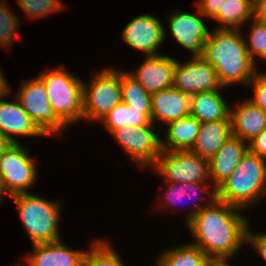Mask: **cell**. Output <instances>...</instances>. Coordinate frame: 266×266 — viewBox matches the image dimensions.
Segmentation results:
<instances>
[{
	"label": "cell",
	"instance_id": "obj_1",
	"mask_svg": "<svg viewBox=\"0 0 266 266\" xmlns=\"http://www.w3.org/2000/svg\"><path fill=\"white\" fill-rule=\"evenodd\" d=\"M244 210L215 199L186 224L192 236L189 243L209 256H236L246 246V232L251 220Z\"/></svg>",
	"mask_w": 266,
	"mask_h": 266
},
{
	"label": "cell",
	"instance_id": "obj_2",
	"mask_svg": "<svg viewBox=\"0 0 266 266\" xmlns=\"http://www.w3.org/2000/svg\"><path fill=\"white\" fill-rule=\"evenodd\" d=\"M239 29L213 28L204 43L201 55L216 70L220 85L248 86L259 68L251 61L245 45L244 33Z\"/></svg>",
	"mask_w": 266,
	"mask_h": 266
},
{
	"label": "cell",
	"instance_id": "obj_3",
	"mask_svg": "<svg viewBox=\"0 0 266 266\" xmlns=\"http://www.w3.org/2000/svg\"><path fill=\"white\" fill-rule=\"evenodd\" d=\"M264 196L266 197V160L248 149L237 168L217 188V199L249 211L262 203Z\"/></svg>",
	"mask_w": 266,
	"mask_h": 266
},
{
	"label": "cell",
	"instance_id": "obj_4",
	"mask_svg": "<svg viewBox=\"0 0 266 266\" xmlns=\"http://www.w3.org/2000/svg\"><path fill=\"white\" fill-rule=\"evenodd\" d=\"M9 198L16 205L22 228L32 245L63 239L59 228L63 211L61 200H50L30 192L14 194Z\"/></svg>",
	"mask_w": 266,
	"mask_h": 266
},
{
	"label": "cell",
	"instance_id": "obj_5",
	"mask_svg": "<svg viewBox=\"0 0 266 266\" xmlns=\"http://www.w3.org/2000/svg\"><path fill=\"white\" fill-rule=\"evenodd\" d=\"M36 76L43 82L56 116L67 127L80 124L83 120L84 79L70 72L65 65L41 70Z\"/></svg>",
	"mask_w": 266,
	"mask_h": 266
},
{
	"label": "cell",
	"instance_id": "obj_6",
	"mask_svg": "<svg viewBox=\"0 0 266 266\" xmlns=\"http://www.w3.org/2000/svg\"><path fill=\"white\" fill-rule=\"evenodd\" d=\"M92 75L83 85V122L88 124L101 121L122 101L120 68L109 65Z\"/></svg>",
	"mask_w": 266,
	"mask_h": 266
},
{
	"label": "cell",
	"instance_id": "obj_7",
	"mask_svg": "<svg viewBox=\"0 0 266 266\" xmlns=\"http://www.w3.org/2000/svg\"><path fill=\"white\" fill-rule=\"evenodd\" d=\"M31 156L30 148L22 143L10 144L0 156V177L9 196L28 193L36 184L37 160Z\"/></svg>",
	"mask_w": 266,
	"mask_h": 266
},
{
	"label": "cell",
	"instance_id": "obj_8",
	"mask_svg": "<svg viewBox=\"0 0 266 266\" xmlns=\"http://www.w3.org/2000/svg\"><path fill=\"white\" fill-rule=\"evenodd\" d=\"M156 125L124 126L114 130L110 136L125 155L140 170L145 171L156 162L161 153V137ZM158 132V133H157Z\"/></svg>",
	"mask_w": 266,
	"mask_h": 266
},
{
	"label": "cell",
	"instance_id": "obj_9",
	"mask_svg": "<svg viewBox=\"0 0 266 266\" xmlns=\"http://www.w3.org/2000/svg\"><path fill=\"white\" fill-rule=\"evenodd\" d=\"M18 89L14 95L29 117L48 137H59L60 140L68 127L54 113L43 82L35 76L23 80Z\"/></svg>",
	"mask_w": 266,
	"mask_h": 266
},
{
	"label": "cell",
	"instance_id": "obj_10",
	"mask_svg": "<svg viewBox=\"0 0 266 266\" xmlns=\"http://www.w3.org/2000/svg\"><path fill=\"white\" fill-rule=\"evenodd\" d=\"M149 169L168 183L211 182L208 160L191 151H161Z\"/></svg>",
	"mask_w": 266,
	"mask_h": 266
},
{
	"label": "cell",
	"instance_id": "obj_11",
	"mask_svg": "<svg viewBox=\"0 0 266 266\" xmlns=\"http://www.w3.org/2000/svg\"><path fill=\"white\" fill-rule=\"evenodd\" d=\"M163 184L164 190L161 189V194L159 196V204L158 208H163L161 210L178 211L177 209H181V202H188L191 200L193 202V206L187 208L185 210V221L186 224L192 217H194L200 210L204 207L209 206L215 199H217V189L212 185L211 182H196V183H168L164 182ZM163 190V191H162ZM162 198V199H160ZM187 199V200H186ZM200 201V202H199ZM181 203V204H180ZM190 203V202H188ZM186 203V204H188ZM185 204V205H186ZM191 204V205H192ZM184 206V204H183ZM182 206V207H183ZM178 207V208H177Z\"/></svg>",
	"mask_w": 266,
	"mask_h": 266
},
{
	"label": "cell",
	"instance_id": "obj_12",
	"mask_svg": "<svg viewBox=\"0 0 266 266\" xmlns=\"http://www.w3.org/2000/svg\"><path fill=\"white\" fill-rule=\"evenodd\" d=\"M196 12L189 13L182 10H171L167 15L165 26V40L170 35L172 38L182 46L184 49L189 50L190 56H201L204 51V43L208 39L210 30L205 24L204 19H207L198 8ZM168 20V21H167ZM166 27H168L166 29ZM168 34V35H167Z\"/></svg>",
	"mask_w": 266,
	"mask_h": 266
},
{
	"label": "cell",
	"instance_id": "obj_13",
	"mask_svg": "<svg viewBox=\"0 0 266 266\" xmlns=\"http://www.w3.org/2000/svg\"><path fill=\"white\" fill-rule=\"evenodd\" d=\"M165 24L155 15L141 14L132 18L121 32V40L134 50L143 52L142 56L164 54L160 47L165 40Z\"/></svg>",
	"mask_w": 266,
	"mask_h": 266
},
{
	"label": "cell",
	"instance_id": "obj_14",
	"mask_svg": "<svg viewBox=\"0 0 266 266\" xmlns=\"http://www.w3.org/2000/svg\"><path fill=\"white\" fill-rule=\"evenodd\" d=\"M173 87L189 95L222 88L215 68L202 56H193L184 62L177 59Z\"/></svg>",
	"mask_w": 266,
	"mask_h": 266
},
{
	"label": "cell",
	"instance_id": "obj_15",
	"mask_svg": "<svg viewBox=\"0 0 266 266\" xmlns=\"http://www.w3.org/2000/svg\"><path fill=\"white\" fill-rule=\"evenodd\" d=\"M14 89L0 98V133L4 135L11 143H21L16 138L24 139L27 137H47L48 136L36 125L29 115L22 108L19 99L10 97ZM6 98V99H5Z\"/></svg>",
	"mask_w": 266,
	"mask_h": 266
},
{
	"label": "cell",
	"instance_id": "obj_16",
	"mask_svg": "<svg viewBox=\"0 0 266 266\" xmlns=\"http://www.w3.org/2000/svg\"><path fill=\"white\" fill-rule=\"evenodd\" d=\"M135 70L127 72L150 94L173 87L177 58L165 53L142 58Z\"/></svg>",
	"mask_w": 266,
	"mask_h": 266
},
{
	"label": "cell",
	"instance_id": "obj_17",
	"mask_svg": "<svg viewBox=\"0 0 266 266\" xmlns=\"http://www.w3.org/2000/svg\"><path fill=\"white\" fill-rule=\"evenodd\" d=\"M32 251L19 262L23 266H83L87 249L77 250L63 239L55 242L31 245Z\"/></svg>",
	"mask_w": 266,
	"mask_h": 266
},
{
	"label": "cell",
	"instance_id": "obj_18",
	"mask_svg": "<svg viewBox=\"0 0 266 266\" xmlns=\"http://www.w3.org/2000/svg\"><path fill=\"white\" fill-rule=\"evenodd\" d=\"M151 122L166 125L169 122L190 115V95L175 87L159 90L151 94Z\"/></svg>",
	"mask_w": 266,
	"mask_h": 266
},
{
	"label": "cell",
	"instance_id": "obj_19",
	"mask_svg": "<svg viewBox=\"0 0 266 266\" xmlns=\"http://www.w3.org/2000/svg\"><path fill=\"white\" fill-rule=\"evenodd\" d=\"M242 99L230 106L232 135L249 143L266 128V113L247 98Z\"/></svg>",
	"mask_w": 266,
	"mask_h": 266
},
{
	"label": "cell",
	"instance_id": "obj_20",
	"mask_svg": "<svg viewBox=\"0 0 266 266\" xmlns=\"http://www.w3.org/2000/svg\"><path fill=\"white\" fill-rule=\"evenodd\" d=\"M248 150V143L239 137L232 136L208 161L209 179L217 189L237 168L243 155Z\"/></svg>",
	"mask_w": 266,
	"mask_h": 266
},
{
	"label": "cell",
	"instance_id": "obj_21",
	"mask_svg": "<svg viewBox=\"0 0 266 266\" xmlns=\"http://www.w3.org/2000/svg\"><path fill=\"white\" fill-rule=\"evenodd\" d=\"M232 136L231 119L203 122L191 152L209 161Z\"/></svg>",
	"mask_w": 266,
	"mask_h": 266
},
{
	"label": "cell",
	"instance_id": "obj_22",
	"mask_svg": "<svg viewBox=\"0 0 266 266\" xmlns=\"http://www.w3.org/2000/svg\"><path fill=\"white\" fill-rule=\"evenodd\" d=\"M225 88L215 91L200 92L190 95V115L199 122L218 121L230 118V103L222 92ZM229 104V105H228Z\"/></svg>",
	"mask_w": 266,
	"mask_h": 266
},
{
	"label": "cell",
	"instance_id": "obj_23",
	"mask_svg": "<svg viewBox=\"0 0 266 266\" xmlns=\"http://www.w3.org/2000/svg\"><path fill=\"white\" fill-rule=\"evenodd\" d=\"M201 122L192 115L169 122L161 138L162 151H191L199 132Z\"/></svg>",
	"mask_w": 266,
	"mask_h": 266
},
{
	"label": "cell",
	"instance_id": "obj_24",
	"mask_svg": "<svg viewBox=\"0 0 266 266\" xmlns=\"http://www.w3.org/2000/svg\"><path fill=\"white\" fill-rule=\"evenodd\" d=\"M254 0H226L218 15L213 19L216 29H239L250 24L253 18Z\"/></svg>",
	"mask_w": 266,
	"mask_h": 266
},
{
	"label": "cell",
	"instance_id": "obj_25",
	"mask_svg": "<svg viewBox=\"0 0 266 266\" xmlns=\"http://www.w3.org/2000/svg\"><path fill=\"white\" fill-rule=\"evenodd\" d=\"M208 256L197 246L186 242L165 249L156 257L154 266H205Z\"/></svg>",
	"mask_w": 266,
	"mask_h": 266
},
{
	"label": "cell",
	"instance_id": "obj_26",
	"mask_svg": "<svg viewBox=\"0 0 266 266\" xmlns=\"http://www.w3.org/2000/svg\"><path fill=\"white\" fill-rule=\"evenodd\" d=\"M120 82L122 102L132 109L140 110L151 120V94L122 68L120 69Z\"/></svg>",
	"mask_w": 266,
	"mask_h": 266
},
{
	"label": "cell",
	"instance_id": "obj_27",
	"mask_svg": "<svg viewBox=\"0 0 266 266\" xmlns=\"http://www.w3.org/2000/svg\"><path fill=\"white\" fill-rule=\"evenodd\" d=\"M105 130L111 134L114 130L124 126H141V125H155L151 120L140 110L132 109L124 102L118 103L101 121Z\"/></svg>",
	"mask_w": 266,
	"mask_h": 266
},
{
	"label": "cell",
	"instance_id": "obj_28",
	"mask_svg": "<svg viewBox=\"0 0 266 266\" xmlns=\"http://www.w3.org/2000/svg\"><path fill=\"white\" fill-rule=\"evenodd\" d=\"M88 246L83 266H126L109 239H92Z\"/></svg>",
	"mask_w": 266,
	"mask_h": 266
},
{
	"label": "cell",
	"instance_id": "obj_29",
	"mask_svg": "<svg viewBox=\"0 0 266 266\" xmlns=\"http://www.w3.org/2000/svg\"><path fill=\"white\" fill-rule=\"evenodd\" d=\"M249 22L248 37L244 36L245 45L251 61L259 68V61H263V64L266 61V24L254 17Z\"/></svg>",
	"mask_w": 266,
	"mask_h": 266
},
{
	"label": "cell",
	"instance_id": "obj_30",
	"mask_svg": "<svg viewBox=\"0 0 266 266\" xmlns=\"http://www.w3.org/2000/svg\"><path fill=\"white\" fill-rule=\"evenodd\" d=\"M0 48L11 49L20 31L19 17L6 0H0ZM19 30V31H18Z\"/></svg>",
	"mask_w": 266,
	"mask_h": 266
},
{
	"label": "cell",
	"instance_id": "obj_31",
	"mask_svg": "<svg viewBox=\"0 0 266 266\" xmlns=\"http://www.w3.org/2000/svg\"><path fill=\"white\" fill-rule=\"evenodd\" d=\"M24 16L31 21L45 16L48 17L55 12H62L67 8V4L63 0H16Z\"/></svg>",
	"mask_w": 266,
	"mask_h": 266
},
{
	"label": "cell",
	"instance_id": "obj_32",
	"mask_svg": "<svg viewBox=\"0 0 266 266\" xmlns=\"http://www.w3.org/2000/svg\"><path fill=\"white\" fill-rule=\"evenodd\" d=\"M249 87L253 96L247 99L266 113V72L258 70L248 83Z\"/></svg>",
	"mask_w": 266,
	"mask_h": 266
},
{
	"label": "cell",
	"instance_id": "obj_33",
	"mask_svg": "<svg viewBox=\"0 0 266 266\" xmlns=\"http://www.w3.org/2000/svg\"><path fill=\"white\" fill-rule=\"evenodd\" d=\"M249 222L246 232V246L253 247L260 257L266 262V231H253Z\"/></svg>",
	"mask_w": 266,
	"mask_h": 266
},
{
	"label": "cell",
	"instance_id": "obj_34",
	"mask_svg": "<svg viewBox=\"0 0 266 266\" xmlns=\"http://www.w3.org/2000/svg\"><path fill=\"white\" fill-rule=\"evenodd\" d=\"M226 0H197L196 7L208 19L213 20Z\"/></svg>",
	"mask_w": 266,
	"mask_h": 266
},
{
	"label": "cell",
	"instance_id": "obj_35",
	"mask_svg": "<svg viewBox=\"0 0 266 266\" xmlns=\"http://www.w3.org/2000/svg\"><path fill=\"white\" fill-rule=\"evenodd\" d=\"M248 149L266 160V128L248 143Z\"/></svg>",
	"mask_w": 266,
	"mask_h": 266
},
{
	"label": "cell",
	"instance_id": "obj_36",
	"mask_svg": "<svg viewBox=\"0 0 266 266\" xmlns=\"http://www.w3.org/2000/svg\"><path fill=\"white\" fill-rule=\"evenodd\" d=\"M253 17L266 24V0H254Z\"/></svg>",
	"mask_w": 266,
	"mask_h": 266
},
{
	"label": "cell",
	"instance_id": "obj_37",
	"mask_svg": "<svg viewBox=\"0 0 266 266\" xmlns=\"http://www.w3.org/2000/svg\"><path fill=\"white\" fill-rule=\"evenodd\" d=\"M233 256H209L205 266H233Z\"/></svg>",
	"mask_w": 266,
	"mask_h": 266
},
{
	"label": "cell",
	"instance_id": "obj_38",
	"mask_svg": "<svg viewBox=\"0 0 266 266\" xmlns=\"http://www.w3.org/2000/svg\"><path fill=\"white\" fill-rule=\"evenodd\" d=\"M8 79L5 76V73L3 72L2 67L0 66V98L6 95L10 91V85Z\"/></svg>",
	"mask_w": 266,
	"mask_h": 266
},
{
	"label": "cell",
	"instance_id": "obj_39",
	"mask_svg": "<svg viewBox=\"0 0 266 266\" xmlns=\"http://www.w3.org/2000/svg\"><path fill=\"white\" fill-rule=\"evenodd\" d=\"M12 144L4 135L0 133V156Z\"/></svg>",
	"mask_w": 266,
	"mask_h": 266
},
{
	"label": "cell",
	"instance_id": "obj_40",
	"mask_svg": "<svg viewBox=\"0 0 266 266\" xmlns=\"http://www.w3.org/2000/svg\"><path fill=\"white\" fill-rule=\"evenodd\" d=\"M5 196H8V193L5 191L3 183H2V179L0 177V205L2 204V202L4 201L3 199L5 198Z\"/></svg>",
	"mask_w": 266,
	"mask_h": 266
},
{
	"label": "cell",
	"instance_id": "obj_41",
	"mask_svg": "<svg viewBox=\"0 0 266 266\" xmlns=\"http://www.w3.org/2000/svg\"><path fill=\"white\" fill-rule=\"evenodd\" d=\"M11 266H23L19 261H17V263H14L13 265Z\"/></svg>",
	"mask_w": 266,
	"mask_h": 266
}]
</instances>
